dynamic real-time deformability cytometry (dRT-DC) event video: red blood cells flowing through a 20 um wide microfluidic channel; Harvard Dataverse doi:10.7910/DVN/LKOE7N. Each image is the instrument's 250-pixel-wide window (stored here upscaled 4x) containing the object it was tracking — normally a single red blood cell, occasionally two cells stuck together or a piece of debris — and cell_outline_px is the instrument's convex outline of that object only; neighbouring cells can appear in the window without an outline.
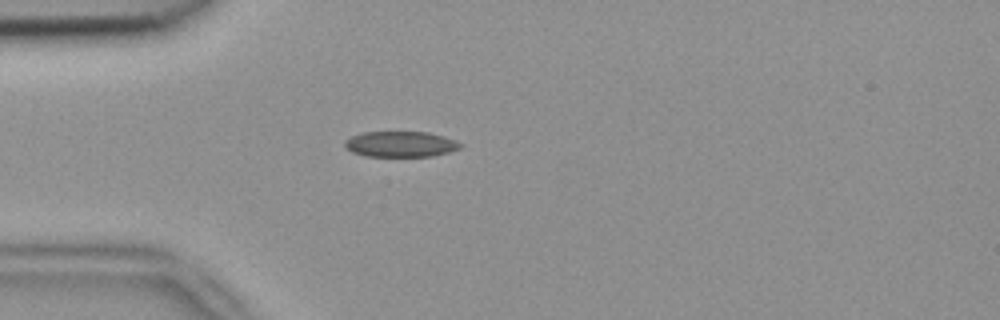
{"species": "common noctule bat (a hibernating species)", "species_latin": "Nyctalus noctula", "temperature_condition": "room temperature", "stored_images_in_passage": 1, "camera_frame_rate_fps": 3000, "um_per_image_px": 0.085, "animal": {"sex": "female", "body_mass_g": 18.4}, "frame": {"image": 1, "passage_image": 1, "time_ms": 0.0, "image_size_px": [1000, 320], "cell_outline_px": [[464, 144], [460, 148], [448, 152], [432, 156], [364, 156], [352, 152], [344, 144], [344, 140], [352, 136], [364, 132], [428, 132], [456, 140]], "centroid_in_image_um": [34.06, 12.25], "position_along_channel_um": 50.9, "area_um2": 17.22}}